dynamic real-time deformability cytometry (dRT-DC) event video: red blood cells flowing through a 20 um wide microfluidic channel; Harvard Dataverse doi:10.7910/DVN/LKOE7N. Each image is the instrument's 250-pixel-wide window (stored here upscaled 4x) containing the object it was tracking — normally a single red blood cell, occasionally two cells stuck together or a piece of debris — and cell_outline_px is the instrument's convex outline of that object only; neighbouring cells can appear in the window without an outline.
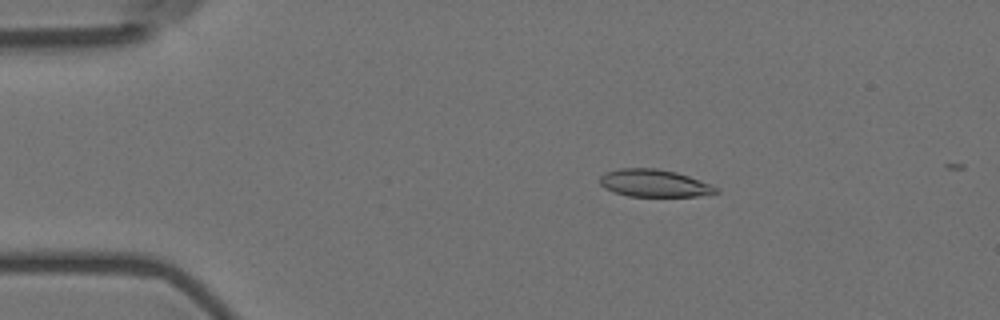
{"species": "Egyptian fruit bat (a non-hibernating species)", "species_latin": "Rousettus aegyptiacus", "temperature_condition": "room temperature", "stored_images_in_passage": 13, "camera_frame_rate_fps": 3000, "um_per_image_px": 0.085, "animal": {"sex": "female"}, "frame": {"image": 1, "passage_image": 10, "time_ms": 3.0, "image_size_px": [1000, 320], "cell_outline_px": [[720, 192], [696, 196], [628, 196], [604, 188], [600, 184], [600, 176], [604, 172], [620, 168], [656, 168], [676, 172], [688, 176], [720, 188]], "centroid_in_image_um": [55.59, 15.56], "position_along_channel_um": 29.4, "area_um2": 18.5}}